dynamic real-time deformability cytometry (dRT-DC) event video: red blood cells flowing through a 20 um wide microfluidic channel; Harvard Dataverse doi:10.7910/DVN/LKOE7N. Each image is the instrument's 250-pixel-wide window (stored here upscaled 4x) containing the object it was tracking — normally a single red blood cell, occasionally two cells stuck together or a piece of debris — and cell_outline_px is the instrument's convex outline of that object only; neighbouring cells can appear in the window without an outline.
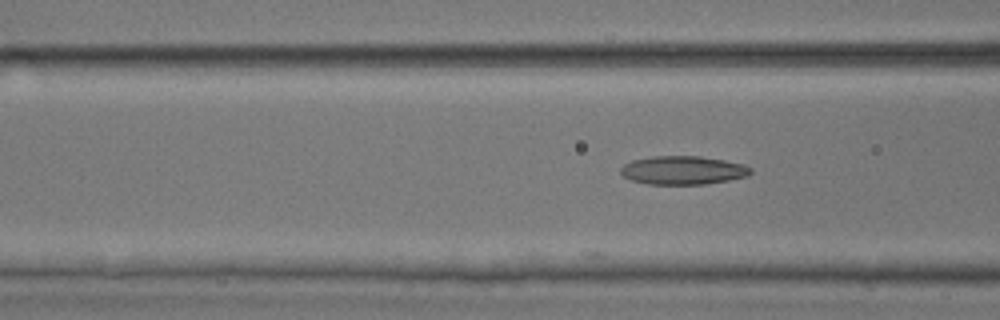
{"species": "common noctule bat (a hibernating species)", "species_latin": "Nyctalus noctula", "temperature_condition": "room temperature", "stored_images_in_passage": 5, "camera_frame_rate_fps": 3000, "um_per_image_px": 0.085, "animal": {"sex": "male", "body_mass_g": 17.9, "forearm_length_mm": 54.2}, "frame": {"image": 1, "passage_image": 5, "time_ms": 1.333, "image_size_px": [1000, 320], "cell_outline_px": [[752, 172], [748, 176], [728, 180], [704, 184], [648, 184], [632, 180], [624, 176], [620, 172], [620, 168], [624, 164], [632, 160], [652, 156], [700, 156], [724, 160], [744, 164], [752, 168]], "centroid_in_image_um": [58.06, 14.46], "position_along_channel_um": 108.5, "area_um2": 21.62}}